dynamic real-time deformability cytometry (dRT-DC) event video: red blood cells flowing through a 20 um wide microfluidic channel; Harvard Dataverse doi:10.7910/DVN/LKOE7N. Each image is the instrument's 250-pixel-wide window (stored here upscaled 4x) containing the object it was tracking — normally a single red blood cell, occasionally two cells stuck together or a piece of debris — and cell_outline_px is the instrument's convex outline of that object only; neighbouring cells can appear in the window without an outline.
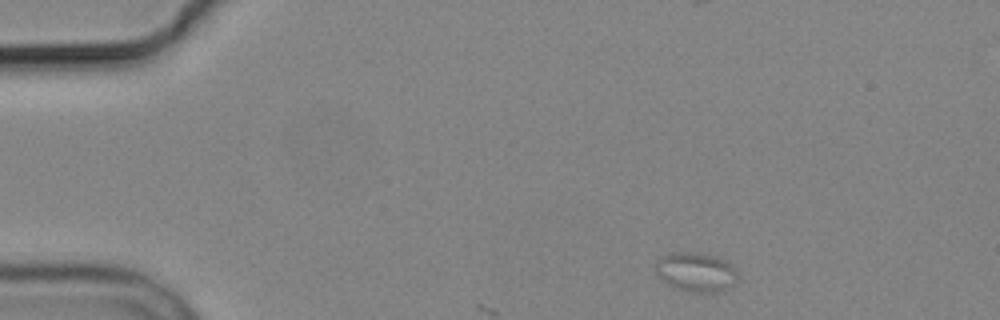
{"species": "common noctule bat (a hibernating species)", "species_latin": "Nyctalus noctula", "temperature_condition": "cold", "stored_images_in_passage": 3, "camera_frame_rate_fps": 3000, "um_per_image_px": 0.085, "animal": {"sex": "male", "body_mass_g": 19.2, "forearm_length_mm": 51.8}, "frame": {"image": 1, "passage_image": 1, "time_ms": 0.0, "image_size_px": [1000, 320], "cell_outline_px": [[736, 280], [732, 284], [716, 292], [692, 292], [668, 284], [656, 272], [656, 264], [664, 256], [676, 252], [692, 252], [716, 256], [724, 260], [736, 272]], "centroid_in_image_um": [59.15, 23.11], "position_along_channel_um": 25.9, "area_um2": 17.92}}